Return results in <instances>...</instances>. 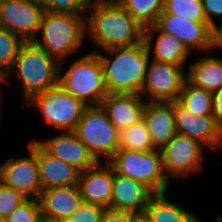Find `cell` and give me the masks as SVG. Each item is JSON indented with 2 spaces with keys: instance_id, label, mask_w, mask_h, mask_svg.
Returning a JSON list of instances; mask_svg holds the SVG:
<instances>
[{
  "instance_id": "obj_34",
  "label": "cell",
  "mask_w": 222,
  "mask_h": 222,
  "mask_svg": "<svg viewBox=\"0 0 222 222\" xmlns=\"http://www.w3.org/2000/svg\"><path fill=\"white\" fill-rule=\"evenodd\" d=\"M203 11L207 22L213 27L216 25L214 17H222V0H202Z\"/></svg>"
},
{
  "instance_id": "obj_36",
  "label": "cell",
  "mask_w": 222,
  "mask_h": 222,
  "mask_svg": "<svg viewBox=\"0 0 222 222\" xmlns=\"http://www.w3.org/2000/svg\"><path fill=\"white\" fill-rule=\"evenodd\" d=\"M211 115L216 125L222 130V87L212 92Z\"/></svg>"
},
{
  "instance_id": "obj_16",
  "label": "cell",
  "mask_w": 222,
  "mask_h": 222,
  "mask_svg": "<svg viewBox=\"0 0 222 222\" xmlns=\"http://www.w3.org/2000/svg\"><path fill=\"white\" fill-rule=\"evenodd\" d=\"M37 142L49 154L72 165L80 172L97 163L73 131L61 132L55 137L43 141L37 140Z\"/></svg>"
},
{
  "instance_id": "obj_10",
  "label": "cell",
  "mask_w": 222,
  "mask_h": 222,
  "mask_svg": "<svg viewBox=\"0 0 222 222\" xmlns=\"http://www.w3.org/2000/svg\"><path fill=\"white\" fill-rule=\"evenodd\" d=\"M140 95L147 94L148 102L178 100L186 74L184 68L167 62L150 60Z\"/></svg>"
},
{
  "instance_id": "obj_17",
  "label": "cell",
  "mask_w": 222,
  "mask_h": 222,
  "mask_svg": "<svg viewBox=\"0 0 222 222\" xmlns=\"http://www.w3.org/2000/svg\"><path fill=\"white\" fill-rule=\"evenodd\" d=\"M145 98L133 93H107L100 105L110 122L121 130L142 120Z\"/></svg>"
},
{
  "instance_id": "obj_11",
  "label": "cell",
  "mask_w": 222,
  "mask_h": 222,
  "mask_svg": "<svg viewBox=\"0 0 222 222\" xmlns=\"http://www.w3.org/2000/svg\"><path fill=\"white\" fill-rule=\"evenodd\" d=\"M29 156L11 157L0 165V183L27 198H39L42 191L36 159V140L28 143Z\"/></svg>"
},
{
  "instance_id": "obj_32",
  "label": "cell",
  "mask_w": 222,
  "mask_h": 222,
  "mask_svg": "<svg viewBox=\"0 0 222 222\" xmlns=\"http://www.w3.org/2000/svg\"><path fill=\"white\" fill-rule=\"evenodd\" d=\"M26 199L21 192L0 183V216L7 218Z\"/></svg>"
},
{
  "instance_id": "obj_28",
  "label": "cell",
  "mask_w": 222,
  "mask_h": 222,
  "mask_svg": "<svg viewBox=\"0 0 222 222\" xmlns=\"http://www.w3.org/2000/svg\"><path fill=\"white\" fill-rule=\"evenodd\" d=\"M25 41L18 35L0 27V71L6 75Z\"/></svg>"
},
{
  "instance_id": "obj_26",
  "label": "cell",
  "mask_w": 222,
  "mask_h": 222,
  "mask_svg": "<svg viewBox=\"0 0 222 222\" xmlns=\"http://www.w3.org/2000/svg\"><path fill=\"white\" fill-rule=\"evenodd\" d=\"M120 5L143 27L155 25L164 0H123Z\"/></svg>"
},
{
  "instance_id": "obj_24",
  "label": "cell",
  "mask_w": 222,
  "mask_h": 222,
  "mask_svg": "<svg viewBox=\"0 0 222 222\" xmlns=\"http://www.w3.org/2000/svg\"><path fill=\"white\" fill-rule=\"evenodd\" d=\"M152 222H196L199 218L166 198V192L154 193L145 209Z\"/></svg>"
},
{
  "instance_id": "obj_1",
  "label": "cell",
  "mask_w": 222,
  "mask_h": 222,
  "mask_svg": "<svg viewBox=\"0 0 222 222\" xmlns=\"http://www.w3.org/2000/svg\"><path fill=\"white\" fill-rule=\"evenodd\" d=\"M86 35L100 49L144 41V28L120 4H92L86 11Z\"/></svg>"
},
{
  "instance_id": "obj_6",
  "label": "cell",
  "mask_w": 222,
  "mask_h": 222,
  "mask_svg": "<svg viewBox=\"0 0 222 222\" xmlns=\"http://www.w3.org/2000/svg\"><path fill=\"white\" fill-rule=\"evenodd\" d=\"M117 174L130 177L154 193L166 192L171 180L165 175L162 152L118 149L108 162Z\"/></svg>"
},
{
  "instance_id": "obj_25",
  "label": "cell",
  "mask_w": 222,
  "mask_h": 222,
  "mask_svg": "<svg viewBox=\"0 0 222 222\" xmlns=\"http://www.w3.org/2000/svg\"><path fill=\"white\" fill-rule=\"evenodd\" d=\"M178 101L193 115H211L212 92L184 81Z\"/></svg>"
},
{
  "instance_id": "obj_22",
  "label": "cell",
  "mask_w": 222,
  "mask_h": 222,
  "mask_svg": "<svg viewBox=\"0 0 222 222\" xmlns=\"http://www.w3.org/2000/svg\"><path fill=\"white\" fill-rule=\"evenodd\" d=\"M154 32L158 33V35L154 48H152L154 51L153 60L172 63L184 68V63L190 51L180 40L169 33L161 31L156 25L144 28V42L148 52L150 53L151 47H153Z\"/></svg>"
},
{
  "instance_id": "obj_29",
  "label": "cell",
  "mask_w": 222,
  "mask_h": 222,
  "mask_svg": "<svg viewBox=\"0 0 222 222\" xmlns=\"http://www.w3.org/2000/svg\"><path fill=\"white\" fill-rule=\"evenodd\" d=\"M167 13H172L195 22H207L202 0H164Z\"/></svg>"
},
{
  "instance_id": "obj_37",
  "label": "cell",
  "mask_w": 222,
  "mask_h": 222,
  "mask_svg": "<svg viewBox=\"0 0 222 222\" xmlns=\"http://www.w3.org/2000/svg\"><path fill=\"white\" fill-rule=\"evenodd\" d=\"M212 48L222 49V21L219 26H213Z\"/></svg>"
},
{
  "instance_id": "obj_5",
  "label": "cell",
  "mask_w": 222,
  "mask_h": 222,
  "mask_svg": "<svg viewBox=\"0 0 222 222\" xmlns=\"http://www.w3.org/2000/svg\"><path fill=\"white\" fill-rule=\"evenodd\" d=\"M62 69L60 63L59 86L86 106L100 105L108 92L104 83L103 68L96 52L91 51L74 60L63 75Z\"/></svg>"
},
{
  "instance_id": "obj_42",
  "label": "cell",
  "mask_w": 222,
  "mask_h": 222,
  "mask_svg": "<svg viewBox=\"0 0 222 222\" xmlns=\"http://www.w3.org/2000/svg\"><path fill=\"white\" fill-rule=\"evenodd\" d=\"M196 222H204V221L198 219ZM215 222H222V214L216 218Z\"/></svg>"
},
{
  "instance_id": "obj_13",
  "label": "cell",
  "mask_w": 222,
  "mask_h": 222,
  "mask_svg": "<svg viewBox=\"0 0 222 222\" xmlns=\"http://www.w3.org/2000/svg\"><path fill=\"white\" fill-rule=\"evenodd\" d=\"M161 31L180 40L191 52L197 49L204 52L212 50L213 27L208 22H195L181 16L167 13L164 9L155 24Z\"/></svg>"
},
{
  "instance_id": "obj_40",
  "label": "cell",
  "mask_w": 222,
  "mask_h": 222,
  "mask_svg": "<svg viewBox=\"0 0 222 222\" xmlns=\"http://www.w3.org/2000/svg\"><path fill=\"white\" fill-rule=\"evenodd\" d=\"M36 222H57V221H54L51 218H48L41 214L40 217L36 220Z\"/></svg>"
},
{
  "instance_id": "obj_8",
  "label": "cell",
  "mask_w": 222,
  "mask_h": 222,
  "mask_svg": "<svg viewBox=\"0 0 222 222\" xmlns=\"http://www.w3.org/2000/svg\"><path fill=\"white\" fill-rule=\"evenodd\" d=\"M22 106L38 107L46 122L63 132L74 131L86 107L59 85L32 96Z\"/></svg>"
},
{
  "instance_id": "obj_27",
  "label": "cell",
  "mask_w": 222,
  "mask_h": 222,
  "mask_svg": "<svg viewBox=\"0 0 222 222\" xmlns=\"http://www.w3.org/2000/svg\"><path fill=\"white\" fill-rule=\"evenodd\" d=\"M118 149L135 151L156 150L143 119L119 132Z\"/></svg>"
},
{
  "instance_id": "obj_41",
  "label": "cell",
  "mask_w": 222,
  "mask_h": 222,
  "mask_svg": "<svg viewBox=\"0 0 222 222\" xmlns=\"http://www.w3.org/2000/svg\"><path fill=\"white\" fill-rule=\"evenodd\" d=\"M6 81L5 76H0V102H1V83ZM1 105V104H0Z\"/></svg>"
},
{
  "instance_id": "obj_21",
  "label": "cell",
  "mask_w": 222,
  "mask_h": 222,
  "mask_svg": "<svg viewBox=\"0 0 222 222\" xmlns=\"http://www.w3.org/2000/svg\"><path fill=\"white\" fill-rule=\"evenodd\" d=\"M145 122L153 144L160 149L177 133L171 102H148L143 109Z\"/></svg>"
},
{
  "instance_id": "obj_35",
  "label": "cell",
  "mask_w": 222,
  "mask_h": 222,
  "mask_svg": "<svg viewBox=\"0 0 222 222\" xmlns=\"http://www.w3.org/2000/svg\"><path fill=\"white\" fill-rule=\"evenodd\" d=\"M134 213L105 208L100 222H131Z\"/></svg>"
},
{
  "instance_id": "obj_3",
  "label": "cell",
  "mask_w": 222,
  "mask_h": 222,
  "mask_svg": "<svg viewBox=\"0 0 222 222\" xmlns=\"http://www.w3.org/2000/svg\"><path fill=\"white\" fill-rule=\"evenodd\" d=\"M85 15L44 11L38 32L42 39L37 36L33 41L51 57L63 63L65 57L82 47L86 36Z\"/></svg>"
},
{
  "instance_id": "obj_19",
  "label": "cell",
  "mask_w": 222,
  "mask_h": 222,
  "mask_svg": "<svg viewBox=\"0 0 222 222\" xmlns=\"http://www.w3.org/2000/svg\"><path fill=\"white\" fill-rule=\"evenodd\" d=\"M38 199L41 214L57 222L65 221L83 203L78 185L47 188Z\"/></svg>"
},
{
  "instance_id": "obj_23",
  "label": "cell",
  "mask_w": 222,
  "mask_h": 222,
  "mask_svg": "<svg viewBox=\"0 0 222 222\" xmlns=\"http://www.w3.org/2000/svg\"><path fill=\"white\" fill-rule=\"evenodd\" d=\"M186 80L195 87L214 92L222 87V58L203 56L189 66Z\"/></svg>"
},
{
  "instance_id": "obj_39",
  "label": "cell",
  "mask_w": 222,
  "mask_h": 222,
  "mask_svg": "<svg viewBox=\"0 0 222 222\" xmlns=\"http://www.w3.org/2000/svg\"><path fill=\"white\" fill-rule=\"evenodd\" d=\"M123 0H90L92 4H120Z\"/></svg>"
},
{
  "instance_id": "obj_30",
  "label": "cell",
  "mask_w": 222,
  "mask_h": 222,
  "mask_svg": "<svg viewBox=\"0 0 222 222\" xmlns=\"http://www.w3.org/2000/svg\"><path fill=\"white\" fill-rule=\"evenodd\" d=\"M41 215L38 198H27L6 218L7 222H36Z\"/></svg>"
},
{
  "instance_id": "obj_2",
  "label": "cell",
  "mask_w": 222,
  "mask_h": 222,
  "mask_svg": "<svg viewBox=\"0 0 222 222\" xmlns=\"http://www.w3.org/2000/svg\"><path fill=\"white\" fill-rule=\"evenodd\" d=\"M92 52L99 56L108 93L140 94L150 59L144 41L133 46L106 49L104 54L96 49Z\"/></svg>"
},
{
  "instance_id": "obj_9",
  "label": "cell",
  "mask_w": 222,
  "mask_h": 222,
  "mask_svg": "<svg viewBox=\"0 0 222 222\" xmlns=\"http://www.w3.org/2000/svg\"><path fill=\"white\" fill-rule=\"evenodd\" d=\"M204 146L198 141L176 133L162 148V160L165 175L187 177L203 167Z\"/></svg>"
},
{
  "instance_id": "obj_14",
  "label": "cell",
  "mask_w": 222,
  "mask_h": 222,
  "mask_svg": "<svg viewBox=\"0 0 222 222\" xmlns=\"http://www.w3.org/2000/svg\"><path fill=\"white\" fill-rule=\"evenodd\" d=\"M172 111L178 134L188 136L212 151L222 146V130L212 115H193L178 100L172 101Z\"/></svg>"
},
{
  "instance_id": "obj_33",
  "label": "cell",
  "mask_w": 222,
  "mask_h": 222,
  "mask_svg": "<svg viewBox=\"0 0 222 222\" xmlns=\"http://www.w3.org/2000/svg\"><path fill=\"white\" fill-rule=\"evenodd\" d=\"M104 207L83 202L75 213L63 222H100Z\"/></svg>"
},
{
  "instance_id": "obj_31",
  "label": "cell",
  "mask_w": 222,
  "mask_h": 222,
  "mask_svg": "<svg viewBox=\"0 0 222 222\" xmlns=\"http://www.w3.org/2000/svg\"><path fill=\"white\" fill-rule=\"evenodd\" d=\"M44 11L86 14L90 0H41Z\"/></svg>"
},
{
  "instance_id": "obj_18",
  "label": "cell",
  "mask_w": 222,
  "mask_h": 222,
  "mask_svg": "<svg viewBox=\"0 0 222 222\" xmlns=\"http://www.w3.org/2000/svg\"><path fill=\"white\" fill-rule=\"evenodd\" d=\"M153 194L143 183L114 171L111 209L144 213Z\"/></svg>"
},
{
  "instance_id": "obj_43",
  "label": "cell",
  "mask_w": 222,
  "mask_h": 222,
  "mask_svg": "<svg viewBox=\"0 0 222 222\" xmlns=\"http://www.w3.org/2000/svg\"><path fill=\"white\" fill-rule=\"evenodd\" d=\"M0 222H7L6 218L0 216Z\"/></svg>"
},
{
  "instance_id": "obj_20",
  "label": "cell",
  "mask_w": 222,
  "mask_h": 222,
  "mask_svg": "<svg viewBox=\"0 0 222 222\" xmlns=\"http://www.w3.org/2000/svg\"><path fill=\"white\" fill-rule=\"evenodd\" d=\"M36 140V159L42 190L78 185L80 171L49 154Z\"/></svg>"
},
{
  "instance_id": "obj_7",
  "label": "cell",
  "mask_w": 222,
  "mask_h": 222,
  "mask_svg": "<svg viewBox=\"0 0 222 222\" xmlns=\"http://www.w3.org/2000/svg\"><path fill=\"white\" fill-rule=\"evenodd\" d=\"M73 132L97 163L102 155L109 162L118 150L119 131L101 105L86 106Z\"/></svg>"
},
{
  "instance_id": "obj_38",
  "label": "cell",
  "mask_w": 222,
  "mask_h": 222,
  "mask_svg": "<svg viewBox=\"0 0 222 222\" xmlns=\"http://www.w3.org/2000/svg\"><path fill=\"white\" fill-rule=\"evenodd\" d=\"M131 222H152L151 219L144 213H136L132 215Z\"/></svg>"
},
{
  "instance_id": "obj_4",
  "label": "cell",
  "mask_w": 222,
  "mask_h": 222,
  "mask_svg": "<svg viewBox=\"0 0 222 222\" xmlns=\"http://www.w3.org/2000/svg\"><path fill=\"white\" fill-rule=\"evenodd\" d=\"M59 68L60 62L57 59L34 41H25L5 79L13 70L18 73L23 87L24 104L32 96L59 85Z\"/></svg>"
},
{
  "instance_id": "obj_15",
  "label": "cell",
  "mask_w": 222,
  "mask_h": 222,
  "mask_svg": "<svg viewBox=\"0 0 222 222\" xmlns=\"http://www.w3.org/2000/svg\"><path fill=\"white\" fill-rule=\"evenodd\" d=\"M103 165L99 162L80 172L78 187L83 202L111 209L114 169L108 162Z\"/></svg>"
},
{
  "instance_id": "obj_12",
  "label": "cell",
  "mask_w": 222,
  "mask_h": 222,
  "mask_svg": "<svg viewBox=\"0 0 222 222\" xmlns=\"http://www.w3.org/2000/svg\"><path fill=\"white\" fill-rule=\"evenodd\" d=\"M44 7L41 0L0 1V27L33 41L39 32Z\"/></svg>"
}]
</instances>
